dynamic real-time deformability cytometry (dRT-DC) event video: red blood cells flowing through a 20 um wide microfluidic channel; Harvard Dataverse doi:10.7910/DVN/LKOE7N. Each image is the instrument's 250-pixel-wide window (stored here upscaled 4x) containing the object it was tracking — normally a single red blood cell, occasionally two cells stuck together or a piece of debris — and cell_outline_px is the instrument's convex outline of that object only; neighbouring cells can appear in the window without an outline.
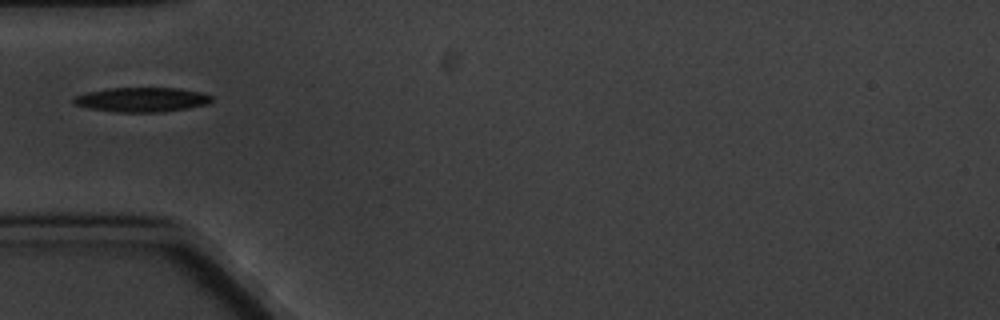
{"species": "common noctule bat (a hibernating species)", "species_latin": "Nyctalus noctula", "temperature_condition": "cold", "stored_images_in_passage": 16, "camera_frame_rate_fps": 3000, "um_per_image_px": 0.085, "animal": {"sex": "male", "body_mass_g": 20.1, "forearm_length_mm": 53.5}, "frame": {"image": 1, "passage_image": 5, "time_ms": 5.333, "image_size_px": [1000, 320], "cell_outline_px": [[212, 100], [208, 104], [188, 108], [160, 112], [116, 112], [88, 108], [76, 104], [72, 100], [72, 96], [88, 92], [108, 88], [180, 88], [204, 92], [212, 96]], "centroid_in_image_um": [12.07, 8.46], "position_along_channel_um": 72.9, "area_um2": 19.83}}
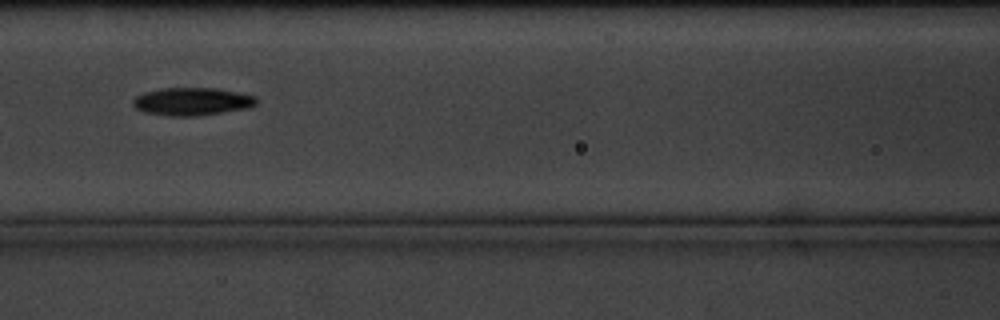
{"frame": {"image": 2, "passage_image": 7, "time_ms": 7.667, "image_size_px": [1000, 320], "cell_outline_px": [[256, 104], [248, 108], [224, 112], [196, 116], [168, 116], [144, 112], [136, 108], [132, 104], [132, 100], [136, 96], [144, 92], [164, 88], [216, 88], [256, 96]], "centroid_in_image_um": [16.3, 8.63], "position_along_channel_um": 150.3, "area_um2": 20.0}}
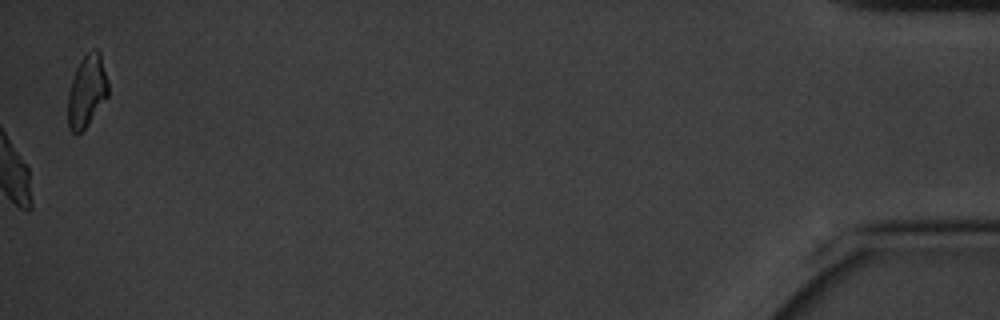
{"frame": {"image": 3, "passage_image": 16, "time_ms": 19.0, "image_size_px": [1000, 320], "cell_outline_px": [[108, 96], [88, 124], [76, 136], [68, 128], [68, 92], [76, 68], [80, 60], [88, 52], [96, 48], [100, 52], [108, 80]], "centroid_in_image_um": [7.38, 7.75], "position_along_channel_um": 427.8, "area_um2": 16.94}, "authors_computed_cell_mechanics": {"area_um2": 19.6809, "velocity_mm_per_s": 3.2955, "shape_relaxation_time_tau1_ms": 3.7616, "shape_relaxation_time_tau2_ms": null, "deformation_change_tau1": 0.1347, "deformation_change_tau2": null}}